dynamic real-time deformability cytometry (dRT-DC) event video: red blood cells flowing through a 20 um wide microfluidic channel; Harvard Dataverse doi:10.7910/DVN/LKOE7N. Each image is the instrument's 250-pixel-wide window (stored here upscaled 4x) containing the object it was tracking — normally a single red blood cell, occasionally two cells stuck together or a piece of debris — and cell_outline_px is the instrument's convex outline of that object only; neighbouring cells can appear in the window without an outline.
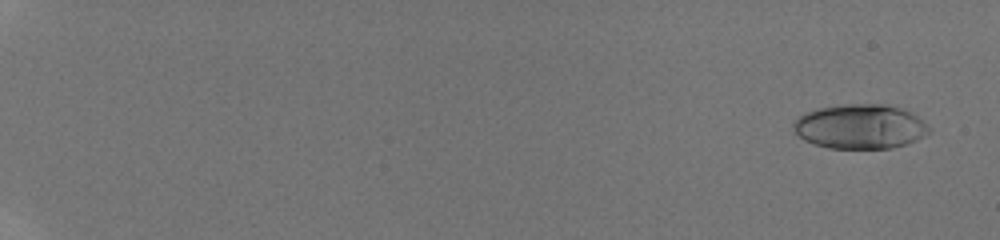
{"species": "human", "species_latin": "Homo sapiens", "temperature_condition": "room temperature", "stored_images_in_passage": 31, "camera_frame_rate_fps": 3000, "um_per_image_px": 0.085, "donor": {"sex": "male"}, "frame": {"image": 1, "passage_image": 4, "time_ms": 0.667, "image_size_px": [1000, 240], "cell_outline_px": [[932, 132], [916, 140], [892, 148], [828, 148], [804, 140], [792, 128], [792, 124], [804, 112], [816, 108], [844, 104], [884, 104], [900, 108], [916, 116], [932, 128]], "centroid_in_image_um": [73.11, 10.75], "position_along_channel_um": 11.9, "area_um2": 35.14}}
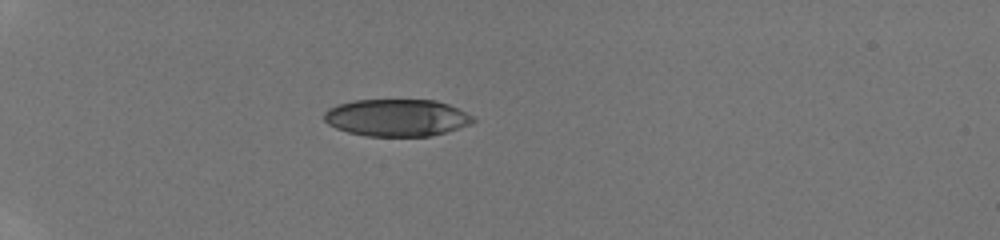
{"frame": {"image": 2, "passage_image": 27, "time_ms": 6.0, "image_size_px": [1000, 240], "cell_outline_px": [[476, 120], [468, 124], [432, 136], [364, 136], [348, 132], [336, 128], [328, 124], [324, 120], [324, 112], [328, 108], [336, 104], [356, 100], [436, 100], [448, 104], [472, 116]], "centroid_in_image_um": [33.66, 10.0], "position_along_channel_um": 51.3, "area_um2": 32.08}}